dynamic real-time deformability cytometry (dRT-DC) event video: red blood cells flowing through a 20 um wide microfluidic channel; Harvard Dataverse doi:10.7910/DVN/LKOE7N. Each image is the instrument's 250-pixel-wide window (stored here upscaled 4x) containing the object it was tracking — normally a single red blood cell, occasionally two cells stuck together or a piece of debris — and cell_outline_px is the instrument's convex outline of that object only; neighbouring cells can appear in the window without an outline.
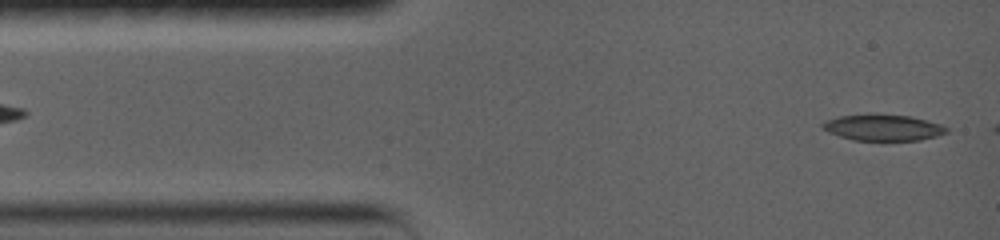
{"species": "common noctule bat (a hibernating species)", "species_latin": "Nyctalus noctula", "temperature_condition": "warm", "stored_images_in_passage": 2, "camera_frame_rate_fps": 5000, "um_per_image_px": 0.085, "animal": {"sex": "female", "body_mass_g": 19.0, "forearm_length_mm": 56.7}, "frame": {"image": 1, "passage_image": 2, "time_ms": 1.0, "image_size_px": [1000, 240], "cell_outline_px": [[948, 132], [936, 136], [920, 140], [852, 140], [828, 132], [820, 128], [820, 124], [824, 120], [840, 116], [872, 112], [912, 116], [928, 120], [940, 124], [948, 128]], "centroid_in_image_um": [75.01, 10.81], "position_along_channel_um": 10.0, "area_um2": 19.48}}